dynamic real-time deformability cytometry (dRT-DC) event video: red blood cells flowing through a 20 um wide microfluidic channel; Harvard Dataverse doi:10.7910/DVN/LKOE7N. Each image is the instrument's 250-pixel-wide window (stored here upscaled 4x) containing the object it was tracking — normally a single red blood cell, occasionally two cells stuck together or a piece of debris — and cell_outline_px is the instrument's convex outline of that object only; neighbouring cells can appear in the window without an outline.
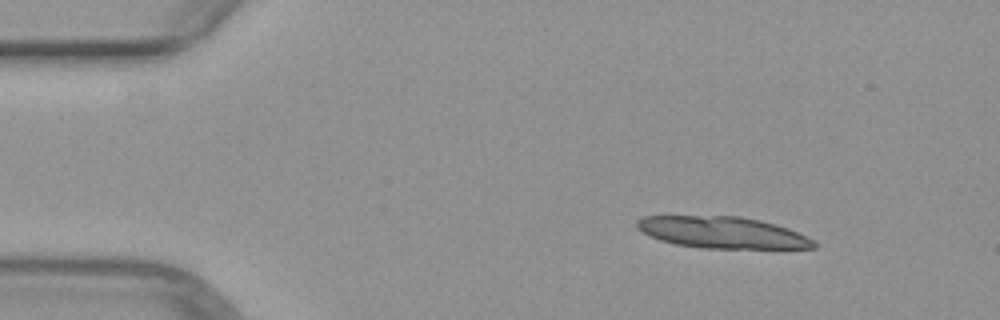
{"species": "common noctule bat (a hibernating species)", "species_latin": "Nyctalus noctula", "temperature_condition": "warm", "stored_images_in_passage": 4, "camera_frame_rate_fps": 3000, "um_per_image_px": 0.085, "animal": {"sex": "female", "body_mass_g": 29.2, "forearm_length_mm": 56.3}, "frame": {"image": 1, "passage_image": 1, "time_ms": 0.0, "image_size_px": [1000, 320], "cell_outline_px": [[816, 248], [700, 248], [676, 244], [660, 240], [636, 228], [636, 220], [644, 216], [740, 216], [760, 220], [776, 224], [788, 228], [812, 240], [816, 244]], "centroid_in_image_um": [61.37, 19.75], "position_along_channel_um": 23.6, "area_um2": 32.31}}
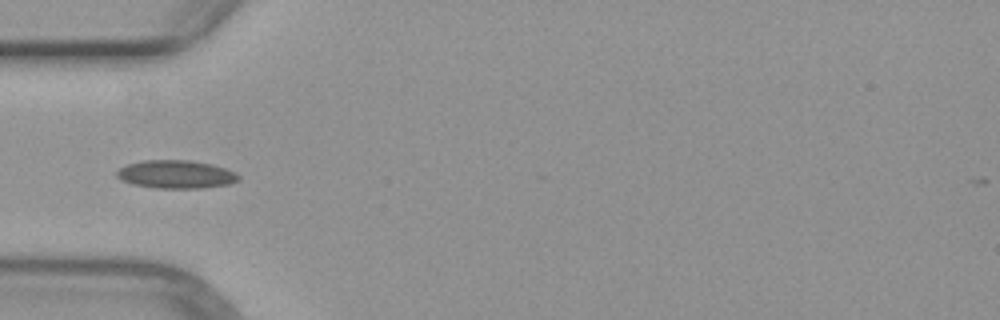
{"frame": {"image": 2, "passage_image": 4, "time_ms": 3.333, "image_size_px": [1000, 320], "cell_outline_px": [[240, 180], [228, 184], [204, 188], [156, 188], [132, 184], [120, 180], [116, 176], [116, 172], [120, 168], [128, 164], [144, 160], [188, 160], [212, 164], [236, 172], [240, 176]], "centroid_in_image_um": [14.96, 14.82], "position_along_channel_um": 70.0, "area_um2": 20.06}}